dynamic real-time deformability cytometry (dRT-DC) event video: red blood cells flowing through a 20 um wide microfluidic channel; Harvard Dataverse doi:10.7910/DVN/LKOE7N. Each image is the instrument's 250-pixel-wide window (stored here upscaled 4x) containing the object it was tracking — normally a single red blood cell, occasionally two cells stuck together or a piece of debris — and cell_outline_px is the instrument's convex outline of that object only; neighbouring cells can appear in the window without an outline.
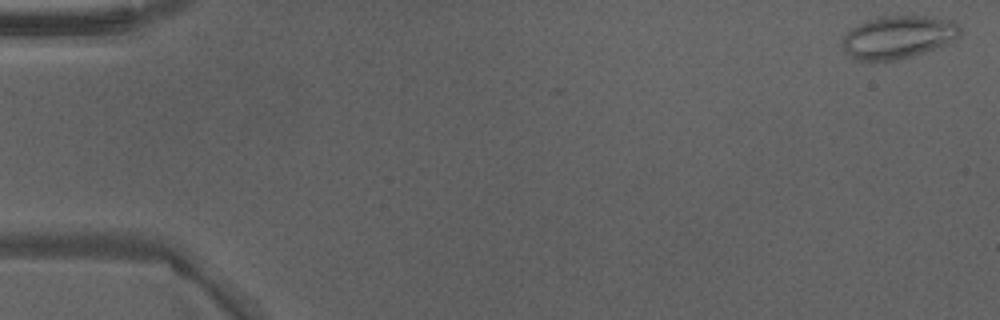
{"species": "Egyptian fruit bat (a non-hibernating species)", "species_latin": "Rousettus aegyptiacus", "temperature_condition": "warm", "stored_images_in_passage": 48, "camera_frame_rate_fps": 3000, "um_per_image_px": 0.085, "animal": {"sex": "male"}, "frame": {"image": 1, "passage_image": 1, "time_ms": 0.0, "image_size_px": [1000, 320], "cell_outline_px": [[960, 36], [956, 40], [912, 56], [896, 60], [852, 60], [844, 52], [844, 36], [856, 24], [880, 16], [924, 16], [952, 20], [960, 28]], "centroid_in_image_um": [76.33, 3.15], "position_along_channel_um": 8.7, "area_um2": 29.19}}
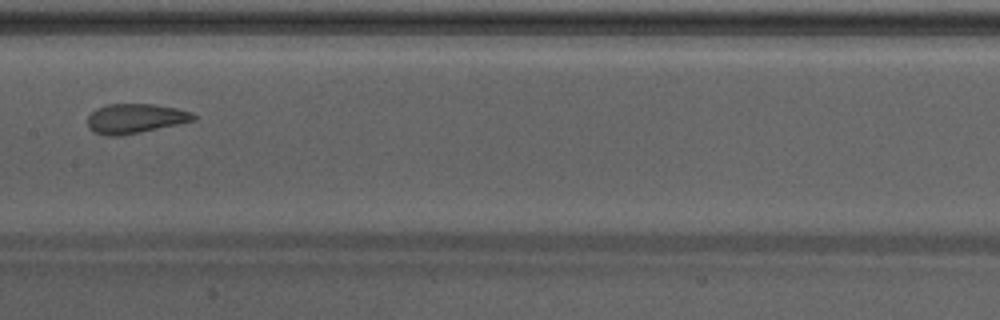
{"frame": {"image": 2, "passage_image": 25, "time_ms": 8.0, "image_size_px": [1000, 320], "cell_outline_px": [[196, 120], [140, 132], [116, 136], [108, 136], [92, 132], [88, 128], [88, 116], [96, 108], [108, 104], [152, 104], [176, 108], [192, 112], [196, 116]], "centroid_in_image_um": [11.47, 10.07], "position_along_channel_um": 195.9, "area_um2": 18.21}}
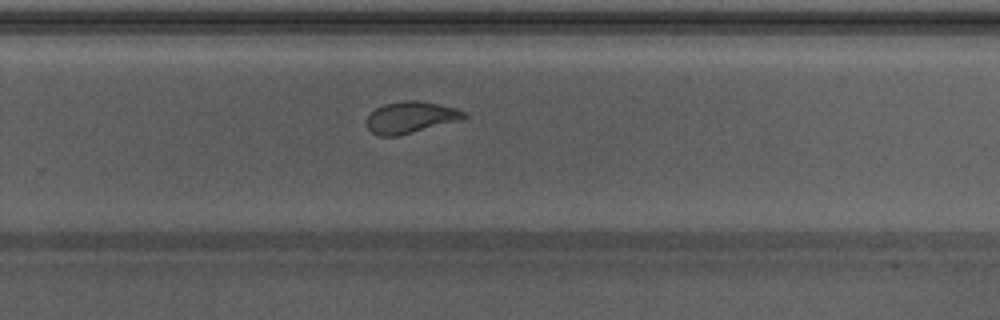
{"frame": {"image": 3, "passage_image": 32, "time_ms": 10.333, "image_size_px": [1000, 320], "cell_outline_px": [[468, 116], [464, 120], [396, 136], [380, 136], [372, 132], [368, 128], [368, 116], [376, 108], [384, 104], [408, 100], [416, 100], [440, 104], [456, 108], [468, 112]], "centroid_in_image_um": [34.99, 9.97], "position_along_channel_um": 294.8, "area_um2": 17.98}, "authors_computed_cell_mechanics": {"area_um2": 20.7213, "velocity_mm_per_s": 4.264, "shape_relaxation_time_tau1_ms": 10.2901, "shape_relaxation_time_tau2_ms": 1.3394, "deformation_change_tau1": 0.2885, "deformation_change_tau2": 0.0693}}